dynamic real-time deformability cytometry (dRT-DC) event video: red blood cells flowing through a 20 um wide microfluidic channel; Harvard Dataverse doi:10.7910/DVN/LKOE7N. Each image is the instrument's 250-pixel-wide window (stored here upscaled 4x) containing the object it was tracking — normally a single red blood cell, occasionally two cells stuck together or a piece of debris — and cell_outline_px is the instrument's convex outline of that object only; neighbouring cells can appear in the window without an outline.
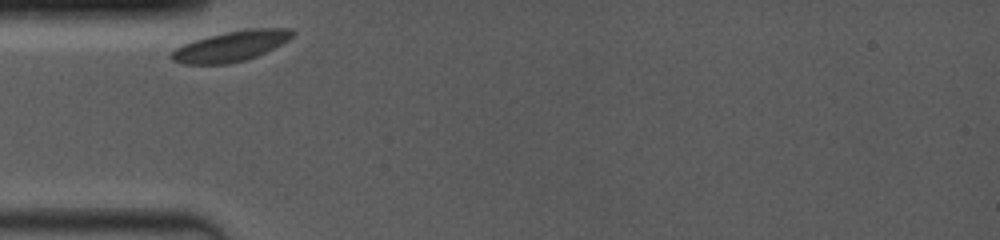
{"species": "common noctule bat (a hibernating species)", "species_latin": "Nyctalus noctula", "temperature_condition": "room temperature", "stored_images_in_passage": 9, "camera_frame_rate_fps": 4000, "um_per_image_px": 0.085, "animal": {"sex": "female", "body_mass_g": 19.0, "forearm_length_mm": 53.3}, "frame": {"image": 1, "passage_image": 1, "time_ms": 0.0, "image_size_px": [1000, 240], "cell_outline_px": [[296, 32], [288, 40], [256, 56], [244, 60], [228, 64], [180, 64], [172, 60], [172, 52], [176, 48], [184, 44], [208, 36], [224, 32], [248, 28], [292, 28]], "centroid_in_image_um": [19.65, 3.91], "position_along_channel_um": 65.4, "area_um2": 21.21}}
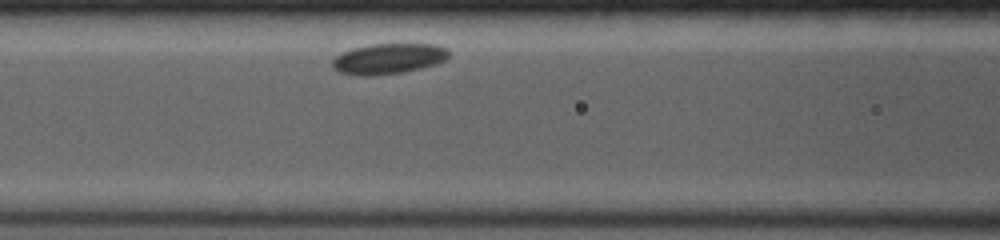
{"frame": {"image": 2, "passage_image": 6, "time_ms": 2.0, "image_size_px": [1000, 240], "cell_outline_px": [[448, 60], [436, 64], [404, 72], [372, 76], [360, 76], [340, 72], [332, 68], [332, 60], [336, 56], [352, 48], [372, 44], [436, 44], [448, 48]], "centroid_in_image_um": [33.04, 4.99], "position_along_channel_um": 133.6, "area_um2": 20.87}}
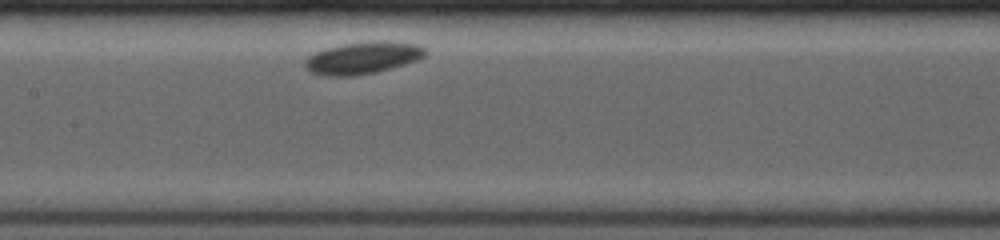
{"frame": {"image": 3, "passage_image": 9, "time_ms": 3.25, "image_size_px": [1000, 240], "cell_outline_px": [[428, 52], [424, 56], [416, 60], [392, 68], [376, 72], [352, 76], [324, 76], [312, 72], [304, 64], [308, 56], [316, 52], [340, 44], [376, 40], [388, 40], [420, 44], [428, 48]], "centroid_in_image_um": [30.91, 4.89], "position_along_channel_um": 176.5, "area_um2": 22.72}}